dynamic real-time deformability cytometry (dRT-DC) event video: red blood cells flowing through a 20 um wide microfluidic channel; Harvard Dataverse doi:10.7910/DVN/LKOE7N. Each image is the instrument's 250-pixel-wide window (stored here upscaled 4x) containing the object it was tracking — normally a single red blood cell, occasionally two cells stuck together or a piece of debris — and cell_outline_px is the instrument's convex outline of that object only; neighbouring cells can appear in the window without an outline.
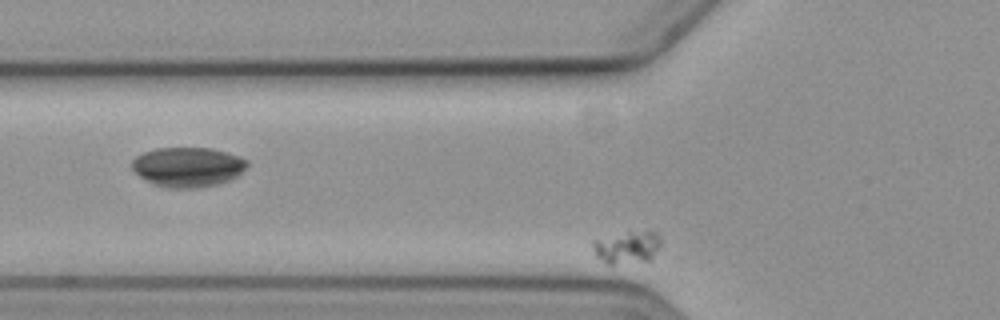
{"species": "common noctule bat (a hibernating species)", "species_latin": "Nyctalus noctula", "temperature_condition": "cold", "stored_images_in_passage": 5, "camera_frame_rate_fps": 3000, "um_per_image_px": 0.085, "animal": {"sex": "female", "body_mass_g": 19.3, "forearm_length_mm": 54.1}, "frame": {"image": 1, "passage_image": 2, "time_ms": 1.333, "image_size_px": [1000, 320], "cell_outline_px": [[660, 244], [652, 256], [648, 260], [612, 264], [608, 264], [596, 256], [592, 248], [592, 240], [628, 232], [656, 232], [660, 236]], "centroid_in_image_um": [53.26, 21.01], "position_along_channel_um": 72.5, "area_um2": 12.43}}